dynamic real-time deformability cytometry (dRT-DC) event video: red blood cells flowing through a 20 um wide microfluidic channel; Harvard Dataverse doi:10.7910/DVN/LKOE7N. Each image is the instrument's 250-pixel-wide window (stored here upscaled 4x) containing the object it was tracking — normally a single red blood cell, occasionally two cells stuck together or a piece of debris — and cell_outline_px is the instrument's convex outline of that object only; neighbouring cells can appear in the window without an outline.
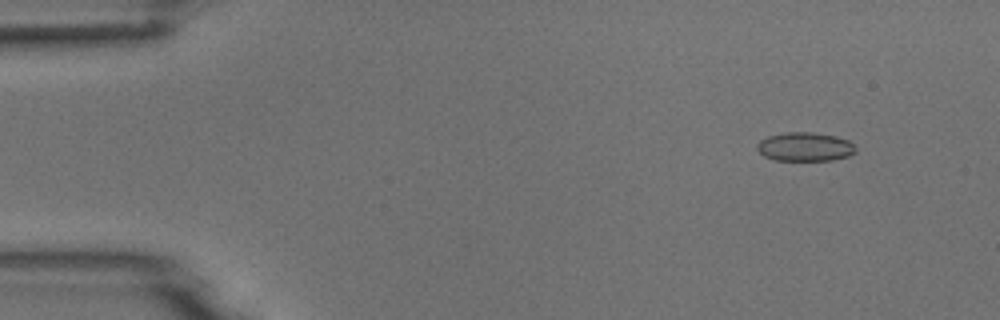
{"species": "common noctule bat (a hibernating species)", "species_latin": "Nyctalus noctula", "temperature_condition": "room temperature", "stored_images_in_passage": 4, "camera_frame_rate_fps": 3000, "um_per_image_px": 0.085, "animal": {"sex": "male", "body_mass_g": 18.8}, "frame": {"image": 1, "passage_image": 2, "time_ms": 1.0, "image_size_px": [1000, 320], "cell_outline_px": [[856, 152], [848, 156], [832, 160], [776, 160], [764, 156], [756, 148], [756, 144], [760, 140], [768, 136], [784, 132], [812, 132], [836, 136], [848, 140], [856, 148]], "centroid_in_image_um": [68.41, 12.47], "position_along_channel_um": 16.6, "area_um2": 16.59}}
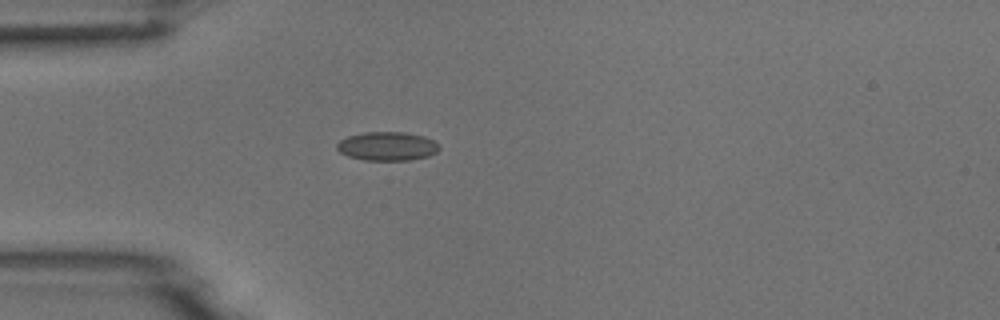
{"frame": {"image": 2, "passage_image": 4, "time_ms": 4.333, "image_size_px": [1000, 320], "cell_outline_px": [[440, 148], [436, 152], [428, 156], [408, 160], [364, 160], [348, 156], [340, 152], [336, 148], [336, 144], [340, 140], [348, 136], [364, 132], [404, 132], [424, 136], [432, 140]], "centroid_in_image_um": [32.88, 12.42], "position_along_channel_um": 52.1, "area_um2": 17.05}}